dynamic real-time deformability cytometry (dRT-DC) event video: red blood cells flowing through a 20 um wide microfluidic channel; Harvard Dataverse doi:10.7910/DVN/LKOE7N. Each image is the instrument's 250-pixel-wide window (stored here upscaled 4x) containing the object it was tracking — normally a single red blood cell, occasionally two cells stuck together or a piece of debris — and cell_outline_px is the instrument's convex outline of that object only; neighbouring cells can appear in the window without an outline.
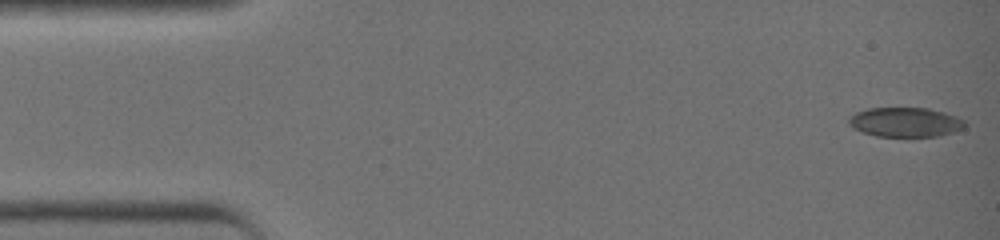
{"species": "common noctule bat (a hibernating species)", "species_latin": "Nyctalus noctula", "temperature_condition": "warm", "stored_images_in_passage": 41, "camera_frame_rate_fps": 3000, "um_per_image_px": 0.085, "animal": {"sex": "female", "body_mass_g": 19.0, "forearm_length_mm": 51.5}, "frame": {"image": 1, "passage_image": 1, "time_ms": 0.0, "image_size_px": [1000, 240], "cell_outline_px": [[968, 124], [964, 128], [940, 136], [876, 136], [864, 132], [848, 124], [848, 120], [856, 112], [868, 108], [928, 108], [944, 112], [956, 116], [964, 120]], "centroid_in_image_um": [77.0, 10.38], "position_along_channel_um": 8.0, "area_um2": 19.83}}
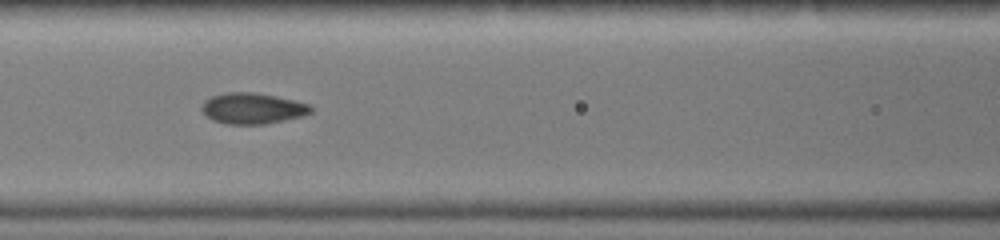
{"frame": {"image": 2, "passage_image": 18, "time_ms": 5.667, "image_size_px": [1000, 240], "cell_outline_px": [[312, 112], [304, 116], [264, 124], [224, 124], [212, 120], [200, 108], [204, 100], [212, 96], [228, 92], [252, 92], [276, 96], [312, 104]], "centroid_in_image_um": [21.49, 9.21], "position_along_channel_um": 145.1, "area_um2": 19.77}}
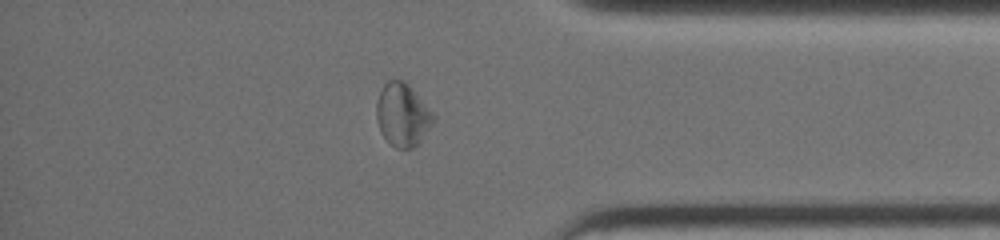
{"frame": {"image": 3, "passage_image": 35, "time_ms": 11.333, "image_size_px": [1000, 240], "cell_outline_px": [[436, 120], [420, 140], [412, 148], [396, 148], [380, 132], [376, 120], [376, 104], [380, 92], [384, 84], [388, 80], [404, 80], [408, 84], [436, 116]], "centroid_in_image_um": [34.21, 9.75], "position_along_channel_um": 401.0, "area_um2": 20.69}, "authors_computed_cell_mechanics": {"area_um2": 19.8254, "velocity_mm_per_s": 4.6373, "shape_relaxation_time_tau1_ms": null, "shape_relaxation_time_tau2_ms": 0.5355, "deformation_change_tau1": null, "deformation_change_tau2": 0.0384}}